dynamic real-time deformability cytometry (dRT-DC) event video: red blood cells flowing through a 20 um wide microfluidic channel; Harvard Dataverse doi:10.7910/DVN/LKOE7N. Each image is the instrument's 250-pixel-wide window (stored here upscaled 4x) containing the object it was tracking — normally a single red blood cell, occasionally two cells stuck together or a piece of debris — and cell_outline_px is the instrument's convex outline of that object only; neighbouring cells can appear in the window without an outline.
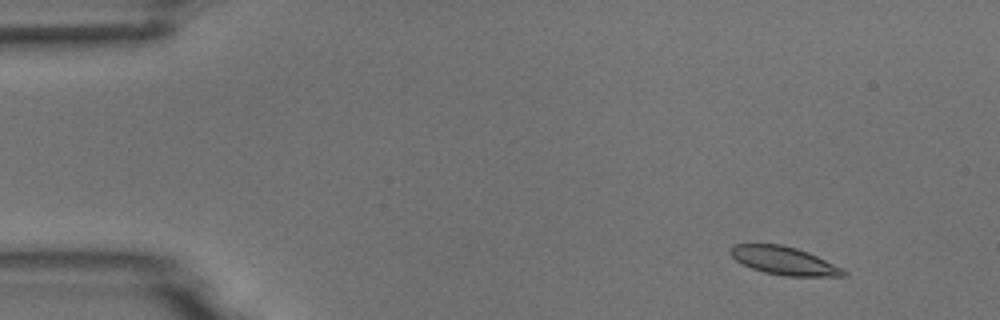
{"species": "common noctule bat (a hibernating species)", "species_latin": "Nyctalus noctula", "temperature_condition": "room temperature", "stored_images_in_passage": 4, "camera_frame_rate_fps": 3000, "um_per_image_px": 0.085, "animal": {"sex": "male", "body_mass_g": 18.8}, "frame": {"image": 1, "passage_image": 2, "time_ms": 1.0, "image_size_px": [1000, 320], "cell_outline_px": [[848, 276], [784, 276], [764, 272], [752, 268], [736, 260], [728, 252], [728, 248], [732, 244], [780, 244], [796, 248], [808, 252], [848, 272]], "centroid_in_image_um": [66.59, 22.15], "position_along_channel_um": 18.4, "area_um2": 18.38}}
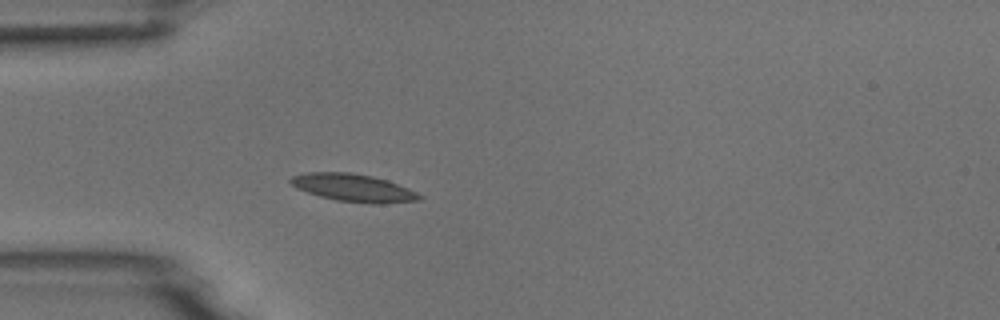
{"frame": {"image": 2, "passage_image": 4, "time_ms": 4.333, "image_size_px": [1000, 320], "cell_outline_px": [[424, 196], [420, 200], [380, 204], [372, 204], [336, 200], [320, 196], [296, 188], [288, 180], [292, 176], [308, 172], [352, 172], [372, 176], [388, 180], [408, 188]], "centroid_in_image_um": [30.06, 15.96], "position_along_channel_um": 54.9, "area_um2": 20.81}}